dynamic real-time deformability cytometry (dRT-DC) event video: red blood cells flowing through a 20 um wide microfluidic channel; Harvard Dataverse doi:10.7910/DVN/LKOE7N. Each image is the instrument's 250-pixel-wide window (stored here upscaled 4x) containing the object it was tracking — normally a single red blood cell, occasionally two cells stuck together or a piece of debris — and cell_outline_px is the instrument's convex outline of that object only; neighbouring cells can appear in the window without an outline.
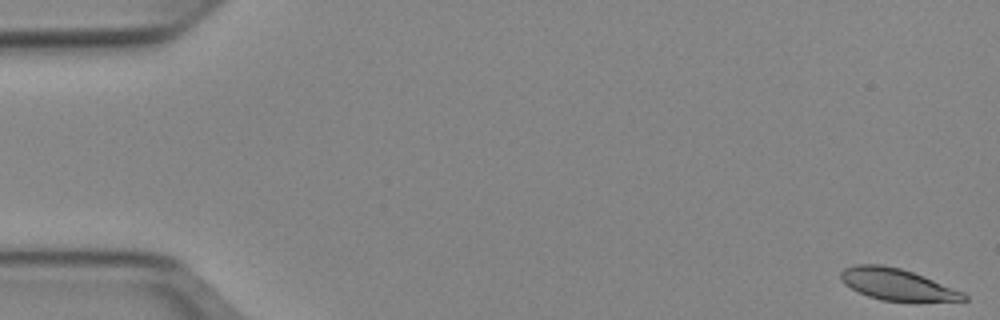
{"species": "Egyptian fruit bat (a non-hibernating species)", "species_latin": "Rousettus aegyptiacus", "temperature_condition": "cold", "stored_images_in_passage": 52, "camera_frame_rate_fps": 3000, "um_per_image_px": 0.085, "animal": {"sex": "female"}, "frame": {"image": 1, "passage_image": 1, "time_ms": 0.0, "image_size_px": [1000, 320], "cell_outline_px": [[968, 300], [880, 300], [868, 296], [844, 284], [840, 280], [840, 272], [844, 268], [856, 264], [880, 264], [900, 268], [924, 276], [964, 292], [968, 296]], "centroid_in_image_um": [76.21, 24.15], "position_along_channel_um": 8.8, "area_um2": 22.2}}
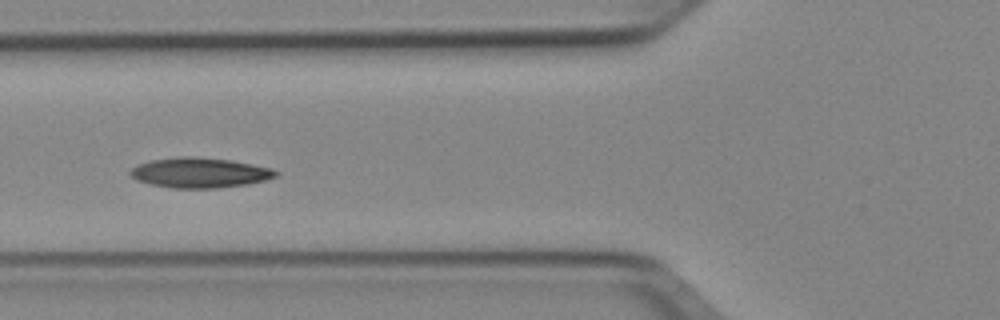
{"frame": {"image": 2, "passage_image": 20, "time_ms": 6.333, "image_size_px": [1000, 320], "cell_outline_px": [[280, 172], [276, 176], [264, 180], [248, 184], [216, 188], [172, 188], [152, 184], [136, 180], [128, 172], [136, 164], [152, 160], [180, 156], [196, 156], [232, 160], [272, 168]], "centroid_in_image_um": [16.98, 14.67], "position_along_channel_um": 108.8, "area_um2": 25.61}}
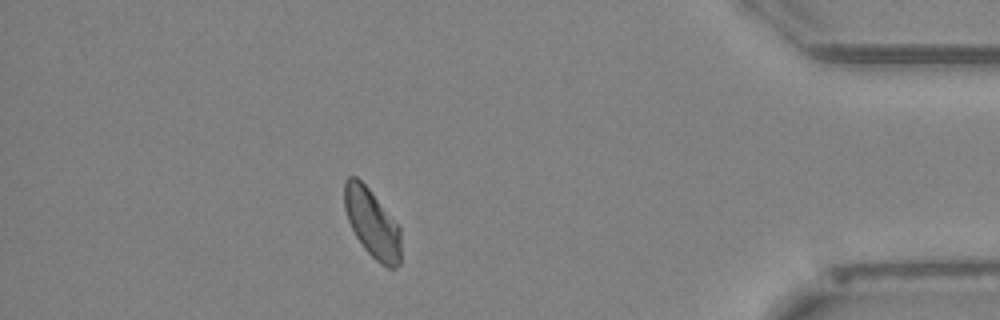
{"frame": {"image": 3, "passage_image": 46, "time_ms": 15.0, "image_size_px": [1000, 320], "cell_outline_px": [[400, 264], [396, 268], [388, 268], [380, 264], [364, 248], [356, 236], [348, 220], [344, 208], [344, 180], [348, 176], [356, 176], [368, 188], [400, 228]], "centroid_in_image_um": [31.61, 18.99], "position_along_channel_um": 403.6, "area_um2": 22.31}, "authors_computed_cell_mechanics": {"area_um2": 23.6113, "velocity_mm_per_s": 3.8927, "shape_relaxation_time_tau1_ms": 4.9511, "shape_relaxation_time_tau2_ms": 8.1956, "deformation_change_tau1": 0.1053, "deformation_change_tau2": 0.1231}}